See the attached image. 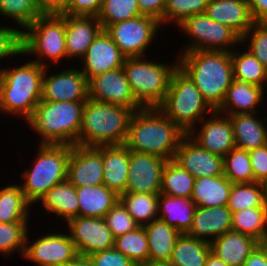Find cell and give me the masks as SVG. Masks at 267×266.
<instances>
[{"label":"cell","mask_w":267,"mask_h":266,"mask_svg":"<svg viewBox=\"0 0 267 266\" xmlns=\"http://www.w3.org/2000/svg\"><path fill=\"white\" fill-rule=\"evenodd\" d=\"M195 177L174 160H168L162 173L161 194L191 198Z\"/></svg>","instance_id":"cell-37"},{"label":"cell","mask_w":267,"mask_h":266,"mask_svg":"<svg viewBox=\"0 0 267 266\" xmlns=\"http://www.w3.org/2000/svg\"><path fill=\"white\" fill-rule=\"evenodd\" d=\"M263 184H264V189H265V199L267 202V181H265Z\"/></svg>","instance_id":"cell-59"},{"label":"cell","mask_w":267,"mask_h":266,"mask_svg":"<svg viewBox=\"0 0 267 266\" xmlns=\"http://www.w3.org/2000/svg\"><path fill=\"white\" fill-rule=\"evenodd\" d=\"M102 29L97 16L66 15L65 45L67 58L76 57L81 60Z\"/></svg>","instance_id":"cell-22"},{"label":"cell","mask_w":267,"mask_h":266,"mask_svg":"<svg viewBox=\"0 0 267 266\" xmlns=\"http://www.w3.org/2000/svg\"><path fill=\"white\" fill-rule=\"evenodd\" d=\"M178 66L189 76L213 110L234 81L230 52L197 50L179 54Z\"/></svg>","instance_id":"cell-2"},{"label":"cell","mask_w":267,"mask_h":266,"mask_svg":"<svg viewBox=\"0 0 267 266\" xmlns=\"http://www.w3.org/2000/svg\"><path fill=\"white\" fill-rule=\"evenodd\" d=\"M234 79L240 82H247L258 86H265L267 83V69L248 50L241 52L233 50L230 52ZM265 84V85H264Z\"/></svg>","instance_id":"cell-38"},{"label":"cell","mask_w":267,"mask_h":266,"mask_svg":"<svg viewBox=\"0 0 267 266\" xmlns=\"http://www.w3.org/2000/svg\"><path fill=\"white\" fill-rule=\"evenodd\" d=\"M78 216L103 218L119 201V195L104 184L76 187Z\"/></svg>","instance_id":"cell-30"},{"label":"cell","mask_w":267,"mask_h":266,"mask_svg":"<svg viewBox=\"0 0 267 266\" xmlns=\"http://www.w3.org/2000/svg\"><path fill=\"white\" fill-rule=\"evenodd\" d=\"M264 92V87L234 79L217 111L226 115L257 113V106L261 105Z\"/></svg>","instance_id":"cell-27"},{"label":"cell","mask_w":267,"mask_h":266,"mask_svg":"<svg viewBox=\"0 0 267 266\" xmlns=\"http://www.w3.org/2000/svg\"><path fill=\"white\" fill-rule=\"evenodd\" d=\"M233 183L224 175L195 179L191 199L198 207L227 206Z\"/></svg>","instance_id":"cell-31"},{"label":"cell","mask_w":267,"mask_h":266,"mask_svg":"<svg viewBox=\"0 0 267 266\" xmlns=\"http://www.w3.org/2000/svg\"><path fill=\"white\" fill-rule=\"evenodd\" d=\"M185 135L186 133L157 107H147L135 111L132 115L124 145L130 151L173 160Z\"/></svg>","instance_id":"cell-1"},{"label":"cell","mask_w":267,"mask_h":266,"mask_svg":"<svg viewBox=\"0 0 267 266\" xmlns=\"http://www.w3.org/2000/svg\"><path fill=\"white\" fill-rule=\"evenodd\" d=\"M37 158L31 169L23 171L21 189L26 200L38 203L52 187L67 180L71 145L39 144Z\"/></svg>","instance_id":"cell-7"},{"label":"cell","mask_w":267,"mask_h":266,"mask_svg":"<svg viewBox=\"0 0 267 266\" xmlns=\"http://www.w3.org/2000/svg\"><path fill=\"white\" fill-rule=\"evenodd\" d=\"M29 222L0 223V255L20 251L23 257Z\"/></svg>","instance_id":"cell-44"},{"label":"cell","mask_w":267,"mask_h":266,"mask_svg":"<svg viewBox=\"0 0 267 266\" xmlns=\"http://www.w3.org/2000/svg\"><path fill=\"white\" fill-rule=\"evenodd\" d=\"M0 15L12 18L23 32L43 13L39 9L37 0H0Z\"/></svg>","instance_id":"cell-42"},{"label":"cell","mask_w":267,"mask_h":266,"mask_svg":"<svg viewBox=\"0 0 267 266\" xmlns=\"http://www.w3.org/2000/svg\"><path fill=\"white\" fill-rule=\"evenodd\" d=\"M254 22H267V0H247Z\"/></svg>","instance_id":"cell-54"},{"label":"cell","mask_w":267,"mask_h":266,"mask_svg":"<svg viewBox=\"0 0 267 266\" xmlns=\"http://www.w3.org/2000/svg\"><path fill=\"white\" fill-rule=\"evenodd\" d=\"M138 0H102L98 20L105 30L108 26L139 16Z\"/></svg>","instance_id":"cell-43"},{"label":"cell","mask_w":267,"mask_h":266,"mask_svg":"<svg viewBox=\"0 0 267 266\" xmlns=\"http://www.w3.org/2000/svg\"><path fill=\"white\" fill-rule=\"evenodd\" d=\"M247 39L250 43L248 50L267 69V22H254L241 37V42L244 44Z\"/></svg>","instance_id":"cell-46"},{"label":"cell","mask_w":267,"mask_h":266,"mask_svg":"<svg viewBox=\"0 0 267 266\" xmlns=\"http://www.w3.org/2000/svg\"><path fill=\"white\" fill-rule=\"evenodd\" d=\"M232 230L249 235L260 243L267 240V207L247 208L232 213Z\"/></svg>","instance_id":"cell-35"},{"label":"cell","mask_w":267,"mask_h":266,"mask_svg":"<svg viewBox=\"0 0 267 266\" xmlns=\"http://www.w3.org/2000/svg\"><path fill=\"white\" fill-rule=\"evenodd\" d=\"M161 24L156 19L139 15L108 26L105 30L127 57H145Z\"/></svg>","instance_id":"cell-11"},{"label":"cell","mask_w":267,"mask_h":266,"mask_svg":"<svg viewBox=\"0 0 267 266\" xmlns=\"http://www.w3.org/2000/svg\"><path fill=\"white\" fill-rule=\"evenodd\" d=\"M144 59L127 57L123 69L135 99L144 108L158 107L165 99L178 59L170 65Z\"/></svg>","instance_id":"cell-8"},{"label":"cell","mask_w":267,"mask_h":266,"mask_svg":"<svg viewBox=\"0 0 267 266\" xmlns=\"http://www.w3.org/2000/svg\"><path fill=\"white\" fill-rule=\"evenodd\" d=\"M102 146H71L67 180L74 187L103 184Z\"/></svg>","instance_id":"cell-19"},{"label":"cell","mask_w":267,"mask_h":266,"mask_svg":"<svg viewBox=\"0 0 267 266\" xmlns=\"http://www.w3.org/2000/svg\"><path fill=\"white\" fill-rule=\"evenodd\" d=\"M48 68L42 81V101H87L88 80L80 69L66 68L60 73L48 74Z\"/></svg>","instance_id":"cell-16"},{"label":"cell","mask_w":267,"mask_h":266,"mask_svg":"<svg viewBox=\"0 0 267 266\" xmlns=\"http://www.w3.org/2000/svg\"><path fill=\"white\" fill-rule=\"evenodd\" d=\"M196 205L191 198L159 194L158 219L174 227L181 234L189 231Z\"/></svg>","instance_id":"cell-29"},{"label":"cell","mask_w":267,"mask_h":266,"mask_svg":"<svg viewBox=\"0 0 267 266\" xmlns=\"http://www.w3.org/2000/svg\"><path fill=\"white\" fill-rule=\"evenodd\" d=\"M143 227L148 239V264L169 262L181 233L159 219Z\"/></svg>","instance_id":"cell-28"},{"label":"cell","mask_w":267,"mask_h":266,"mask_svg":"<svg viewBox=\"0 0 267 266\" xmlns=\"http://www.w3.org/2000/svg\"><path fill=\"white\" fill-rule=\"evenodd\" d=\"M30 205L20 184L3 187L0 190V223L28 222Z\"/></svg>","instance_id":"cell-34"},{"label":"cell","mask_w":267,"mask_h":266,"mask_svg":"<svg viewBox=\"0 0 267 266\" xmlns=\"http://www.w3.org/2000/svg\"><path fill=\"white\" fill-rule=\"evenodd\" d=\"M134 112L132 108L88 98L83 107L76 145L84 147L124 145Z\"/></svg>","instance_id":"cell-3"},{"label":"cell","mask_w":267,"mask_h":266,"mask_svg":"<svg viewBox=\"0 0 267 266\" xmlns=\"http://www.w3.org/2000/svg\"><path fill=\"white\" fill-rule=\"evenodd\" d=\"M227 207L232 213L247 208L267 207L264 184L259 182L233 184Z\"/></svg>","instance_id":"cell-40"},{"label":"cell","mask_w":267,"mask_h":266,"mask_svg":"<svg viewBox=\"0 0 267 266\" xmlns=\"http://www.w3.org/2000/svg\"><path fill=\"white\" fill-rule=\"evenodd\" d=\"M38 202H42L48 214L54 213L66 223L78 216L79 199L76 187L68 180L52 187Z\"/></svg>","instance_id":"cell-32"},{"label":"cell","mask_w":267,"mask_h":266,"mask_svg":"<svg viewBox=\"0 0 267 266\" xmlns=\"http://www.w3.org/2000/svg\"><path fill=\"white\" fill-rule=\"evenodd\" d=\"M201 121V128L197 130L195 127L188 135L202 148L224 157L236 147L229 115L213 110L207 120L203 118Z\"/></svg>","instance_id":"cell-17"},{"label":"cell","mask_w":267,"mask_h":266,"mask_svg":"<svg viewBox=\"0 0 267 266\" xmlns=\"http://www.w3.org/2000/svg\"><path fill=\"white\" fill-rule=\"evenodd\" d=\"M102 0H70L67 9L62 13L70 16H98Z\"/></svg>","instance_id":"cell-50"},{"label":"cell","mask_w":267,"mask_h":266,"mask_svg":"<svg viewBox=\"0 0 267 266\" xmlns=\"http://www.w3.org/2000/svg\"><path fill=\"white\" fill-rule=\"evenodd\" d=\"M230 230L232 211L227 206H196L192 225L186 234L211 243Z\"/></svg>","instance_id":"cell-21"},{"label":"cell","mask_w":267,"mask_h":266,"mask_svg":"<svg viewBox=\"0 0 267 266\" xmlns=\"http://www.w3.org/2000/svg\"><path fill=\"white\" fill-rule=\"evenodd\" d=\"M62 266H93L88 256L77 255L74 259L65 263Z\"/></svg>","instance_id":"cell-56"},{"label":"cell","mask_w":267,"mask_h":266,"mask_svg":"<svg viewBox=\"0 0 267 266\" xmlns=\"http://www.w3.org/2000/svg\"><path fill=\"white\" fill-rule=\"evenodd\" d=\"M210 253L209 242L185 233L178 237L169 263L173 266H206Z\"/></svg>","instance_id":"cell-33"},{"label":"cell","mask_w":267,"mask_h":266,"mask_svg":"<svg viewBox=\"0 0 267 266\" xmlns=\"http://www.w3.org/2000/svg\"><path fill=\"white\" fill-rule=\"evenodd\" d=\"M66 14H43L36 18L24 31L22 53L35 55L41 66L49 59L54 64L67 58L65 45ZM45 58V59H44ZM44 59V60H42Z\"/></svg>","instance_id":"cell-9"},{"label":"cell","mask_w":267,"mask_h":266,"mask_svg":"<svg viewBox=\"0 0 267 266\" xmlns=\"http://www.w3.org/2000/svg\"><path fill=\"white\" fill-rule=\"evenodd\" d=\"M260 242L237 231H227L210 243L211 253L228 266H243Z\"/></svg>","instance_id":"cell-23"},{"label":"cell","mask_w":267,"mask_h":266,"mask_svg":"<svg viewBox=\"0 0 267 266\" xmlns=\"http://www.w3.org/2000/svg\"><path fill=\"white\" fill-rule=\"evenodd\" d=\"M67 230L78 254L89 256L114 247V236L104 218L77 216L67 222Z\"/></svg>","instance_id":"cell-13"},{"label":"cell","mask_w":267,"mask_h":266,"mask_svg":"<svg viewBox=\"0 0 267 266\" xmlns=\"http://www.w3.org/2000/svg\"><path fill=\"white\" fill-rule=\"evenodd\" d=\"M28 241L27 234L23 258L37 266H62L79 255L69 233H47L32 244Z\"/></svg>","instance_id":"cell-14"},{"label":"cell","mask_w":267,"mask_h":266,"mask_svg":"<svg viewBox=\"0 0 267 266\" xmlns=\"http://www.w3.org/2000/svg\"><path fill=\"white\" fill-rule=\"evenodd\" d=\"M114 248L137 266L148 265V239L143 226L116 237Z\"/></svg>","instance_id":"cell-39"},{"label":"cell","mask_w":267,"mask_h":266,"mask_svg":"<svg viewBox=\"0 0 267 266\" xmlns=\"http://www.w3.org/2000/svg\"><path fill=\"white\" fill-rule=\"evenodd\" d=\"M88 97L95 101L132 108L134 111L144 108L135 99L123 67L92 77L88 81Z\"/></svg>","instance_id":"cell-12"},{"label":"cell","mask_w":267,"mask_h":266,"mask_svg":"<svg viewBox=\"0 0 267 266\" xmlns=\"http://www.w3.org/2000/svg\"><path fill=\"white\" fill-rule=\"evenodd\" d=\"M103 184L117 195L126 192L129 149L125 145L102 146Z\"/></svg>","instance_id":"cell-26"},{"label":"cell","mask_w":267,"mask_h":266,"mask_svg":"<svg viewBox=\"0 0 267 266\" xmlns=\"http://www.w3.org/2000/svg\"><path fill=\"white\" fill-rule=\"evenodd\" d=\"M167 161L157 155L129 150L126 192L160 194L163 168Z\"/></svg>","instance_id":"cell-15"},{"label":"cell","mask_w":267,"mask_h":266,"mask_svg":"<svg viewBox=\"0 0 267 266\" xmlns=\"http://www.w3.org/2000/svg\"><path fill=\"white\" fill-rule=\"evenodd\" d=\"M166 0H138V7L141 15L149 16L163 25V14Z\"/></svg>","instance_id":"cell-52"},{"label":"cell","mask_w":267,"mask_h":266,"mask_svg":"<svg viewBox=\"0 0 267 266\" xmlns=\"http://www.w3.org/2000/svg\"><path fill=\"white\" fill-rule=\"evenodd\" d=\"M70 0H37L43 14H62L68 7Z\"/></svg>","instance_id":"cell-53"},{"label":"cell","mask_w":267,"mask_h":266,"mask_svg":"<svg viewBox=\"0 0 267 266\" xmlns=\"http://www.w3.org/2000/svg\"><path fill=\"white\" fill-rule=\"evenodd\" d=\"M223 167L224 176L233 184L254 182L248 151L233 148L223 157Z\"/></svg>","instance_id":"cell-41"},{"label":"cell","mask_w":267,"mask_h":266,"mask_svg":"<svg viewBox=\"0 0 267 266\" xmlns=\"http://www.w3.org/2000/svg\"><path fill=\"white\" fill-rule=\"evenodd\" d=\"M114 238L137 229L139 224L119 200L103 217Z\"/></svg>","instance_id":"cell-47"},{"label":"cell","mask_w":267,"mask_h":266,"mask_svg":"<svg viewBox=\"0 0 267 266\" xmlns=\"http://www.w3.org/2000/svg\"><path fill=\"white\" fill-rule=\"evenodd\" d=\"M86 101H40L26 121L40 135V144L76 145Z\"/></svg>","instance_id":"cell-5"},{"label":"cell","mask_w":267,"mask_h":266,"mask_svg":"<svg viewBox=\"0 0 267 266\" xmlns=\"http://www.w3.org/2000/svg\"><path fill=\"white\" fill-rule=\"evenodd\" d=\"M1 69V68H0ZM45 67L29 61L0 70V111L27 121L41 101Z\"/></svg>","instance_id":"cell-4"},{"label":"cell","mask_w":267,"mask_h":266,"mask_svg":"<svg viewBox=\"0 0 267 266\" xmlns=\"http://www.w3.org/2000/svg\"><path fill=\"white\" fill-rule=\"evenodd\" d=\"M173 160L195 178L224 175L223 157L205 150L188 134L180 141Z\"/></svg>","instance_id":"cell-18"},{"label":"cell","mask_w":267,"mask_h":266,"mask_svg":"<svg viewBox=\"0 0 267 266\" xmlns=\"http://www.w3.org/2000/svg\"><path fill=\"white\" fill-rule=\"evenodd\" d=\"M258 113H237L231 119L236 148L251 151L267 144V116Z\"/></svg>","instance_id":"cell-25"},{"label":"cell","mask_w":267,"mask_h":266,"mask_svg":"<svg viewBox=\"0 0 267 266\" xmlns=\"http://www.w3.org/2000/svg\"><path fill=\"white\" fill-rule=\"evenodd\" d=\"M125 59L106 30L102 29L80 60L84 64L80 70L89 81L92 77L123 67Z\"/></svg>","instance_id":"cell-20"},{"label":"cell","mask_w":267,"mask_h":266,"mask_svg":"<svg viewBox=\"0 0 267 266\" xmlns=\"http://www.w3.org/2000/svg\"><path fill=\"white\" fill-rule=\"evenodd\" d=\"M178 27L191 37V42L180 54L197 50L231 52L234 45L242 44L241 37L234 30L213 20L205 12L187 17Z\"/></svg>","instance_id":"cell-10"},{"label":"cell","mask_w":267,"mask_h":266,"mask_svg":"<svg viewBox=\"0 0 267 266\" xmlns=\"http://www.w3.org/2000/svg\"><path fill=\"white\" fill-rule=\"evenodd\" d=\"M146 266H173L169 262H164V263H153V264H148Z\"/></svg>","instance_id":"cell-58"},{"label":"cell","mask_w":267,"mask_h":266,"mask_svg":"<svg viewBox=\"0 0 267 266\" xmlns=\"http://www.w3.org/2000/svg\"><path fill=\"white\" fill-rule=\"evenodd\" d=\"M119 200L139 226L158 219L159 194L124 192Z\"/></svg>","instance_id":"cell-36"},{"label":"cell","mask_w":267,"mask_h":266,"mask_svg":"<svg viewBox=\"0 0 267 266\" xmlns=\"http://www.w3.org/2000/svg\"><path fill=\"white\" fill-rule=\"evenodd\" d=\"M93 266H137L114 247L88 256Z\"/></svg>","instance_id":"cell-49"},{"label":"cell","mask_w":267,"mask_h":266,"mask_svg":"<svg viewBox=\"0 0 267 266\" xmlns=\"http://www.w3.org/2000/svg\"><path fill=\"white\" fill-rule=\"evenodd\" d=\"M205 13L213 20L229 26L240 37L254 23L247 0H209Z\"/></svg>","instance_id":"cell-24"},{"label":"cell","mask_w":267,"mask_h":266,"mask_svg":"<svg viewBox=\"0 0 267 266\" xmlns=\"http://www.w3.org/2000/svg\"><path fill=\"white\" fill-rule=\"evenodd\" d=\"M23 32L11 26H0V61L22 53ZM10 56V57H9Z\"/></svg>","instance_id":"cell-48"},{"label":"cell","mask_w":267,"mask_h":266,"mask_svg":"<svg viewBox=\"0 0 267 266\" xmlns=\"http://www.w3.org/2000/svg\"><path fill=\"white\" fill-rule=\"evenodd\" d=\"M206 266H228V265L225 264L218 257H216L213 253H210L206 261Z\"/></svg>","instance_id":"cell-57"},{"label":"cell","mask_w":267,"mask_h":266,"mask_svg":"<svg viewBox=\"0 0 267 266\" xmlns=\"http://www.w3.org/2000/svg\"><path fill=\"white\" fill-rule=\"evenodd\" d=\"M157 108L186 134L195 126L198 127V122L201 123L207 112L210 115L213 111L193 81L179 66L171 76L164 101Z\"/></svg>","instance_id":"cell-6"},{"label":"cell","mask_w":267,"mask_h":266,"mask_svg":"<svg viewBox=\"0 0 267 266\" xmlns=\"http://www.w3.org/2000/svg\"><path fill=\"white\" fill-rule=\"evenodd\" d=\"M209 0H166L163 24H181L187 17L206 12Z\"/></svg>","instance_id":"cell-45"},{"label":"cell","mask_w":267,"mask_h":266,"mask_svg":"<svg viewBox=\"0 0 267 266\" xmlns=\"http://www.w3.org/2000/svg\"><path fill=\"white\" fill-rule=\"evenodd\" d=\"M254 182L267 181V144L249 151Z\"/></svg>","instance_id":"cell-51"},{"label":"cell","mask_w":267,"mask_h":266,"mask_svg":"<svg viewBox=\"0 0 267 266\" xmlns=\"http://www.w3.org/2000/svg\"><path fill=\"white\" fill-rule=\"evenodd\" d=\"M243 266H267V245L260 243L246 259Z\"/></svg>","instance_id":"cell-55"}]
</instances>
